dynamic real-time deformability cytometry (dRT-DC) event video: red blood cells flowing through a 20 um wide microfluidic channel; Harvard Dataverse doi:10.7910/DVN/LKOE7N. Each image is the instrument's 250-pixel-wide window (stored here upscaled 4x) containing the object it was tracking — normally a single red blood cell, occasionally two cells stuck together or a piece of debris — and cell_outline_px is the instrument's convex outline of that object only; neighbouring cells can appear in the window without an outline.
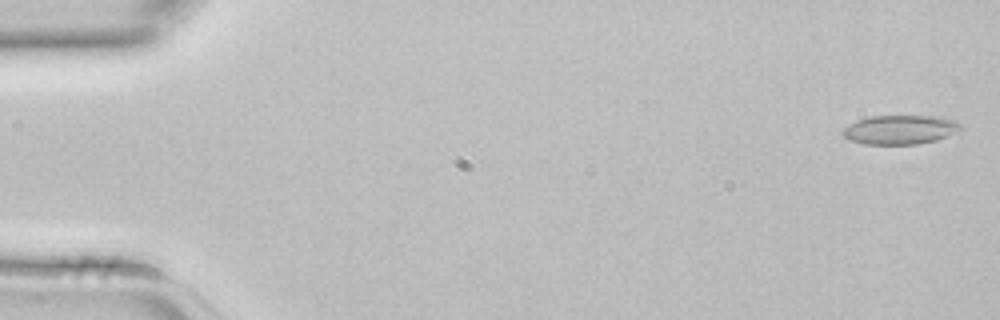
{"species": "common noctule bat (a hibernating species)", "species_latin": "Nyctalus noctula", "temperature_condition": "room temperature", "stored_images_in_passage": 5, "camera_frame_rate_fps": 3000, "um_per_image_px": 0.085, "animal": {"sex": "female", "body_mass_g": 22.7, "forearm_length_mm": 54.2}, "frame": {"image": 1, "passage_image": 1, "time_ms": 0.0, "image_size_px": [1000, 320], "cell_outline_px": [[964, 128], [936, 140], [916, 144], [864, 144], [848, 140], [840, 132], [848, 124], [856, 120], [868, 116], [940, 116], [956, 120]], "centroid_in_image_um": [76.48, 11.01], "position_along_channel_um": 8.5, "area_um2": 20.17}}